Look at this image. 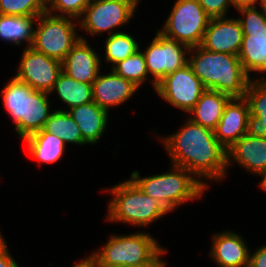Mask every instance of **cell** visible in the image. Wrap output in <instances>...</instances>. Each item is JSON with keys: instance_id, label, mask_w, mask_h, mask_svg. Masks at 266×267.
<instances>
[{"instance_id": "obj_37", "label": "cell", "mask_w": 266, "mask_h": 267, "mask_svg": "<svg viewBox=\"0 0 266 267\" xmlns=\"http://www.w3.org/2000/svg\"><path fill=\"white\" fill-rule=\"evenodd\" d=\"M166 263H143L138 265H122L118 267H165Z\"/></svg>"}, {"instance_id": "obj_26", "label": "cell", "mask_w": 266, "mask_h": 267, "mask_svg": "<svg viewBox=\"0 0 266 267\" xmlns=\"http://www.w3.org/2000/svg\"><path fill=\"white\" fill-rule=\"evenodd\" d=\"M50 93L34 90L30 95H26L25 107V138L43 129L50 114Z\"/></svg>"}, {"instance_id": "obj_22", "label": "cell", "mask_w": 266, "mask_h": 267, "mask_svg": "<svg viewBox=\"0 0 266 267\" xmlns=\"http://www.w3.org/2000/svg\"><path fill=\"white\" fill-rule=\"evenodd\" d=\"M30 156L42 163H55L64 155L66 144L62 139L41 129L24 138Z\"/></svg>"}, {"instance_id": "obj_11", "label": "cell", "mask_w": 266, "mask_h": 267, "mask_svg": "<svg viewBox=\"0 0 266 267\" xmlns=\"http://www.w3.org/2000/svg\"><path fill=\"white\" fill-rule=\"evenodd\" d=\"M189 64L166 75L156 86V93L173 107L189 112L205 91Z\"/></svg>"}, {"instance_id": "obj_30", "label": "cell", "mask_w": 266, "mask_h": 267, "mask_svg": "<svg viewBox=\"0 0 266 267\" xmlns=\"http://www.w3.org/2000/svg\"><path fill=\"white\" fill-rule=\"evenodd\" d=\"M47 11V0H0V14L37 18Z\"/></svg>"}, {"instance_id": "obj_7", "label": "cell", "mask_w": 266, "mask_h": 267, "mask_svg": "<svg viewBox=\"0 0 266 267\" xmlns=\"http://www.w3.org/2000/svg\"><path fill=\"white\" fill-rule=\"evenodd\" d=\"M72 17L55 16L50 13H43L37 17L39 24L34 29V40L32 48L44 55L63 61L78 42L76 26Z\"/></svg>"}, {"instance_id": "obj_25", "label": "cell", "mask_w": 266, "mask_h": 267, "mask_svg": "<svg viewBox=\"0 0 266 267\" xmlns=\"http://www.w3.org/2000/svg\"><path fill=\"white\" fill-rule=\"evenodd\" d=\"M35 23H37L35 17L0 14V38L19 46H21V42L28 41L26 47H31L34 40Z\"/></svg>"}, {"instance_id": "obj_5", "label": "cell", "mask_w": 266, "mask_h": 267, "mask_svg": "<svg viewBox=\"0 0 266 267\" xmlns=\"http://www.w3.org/2000/svg\"><path fill=\"white\" fill-rule=\"evenodd\" d=\"M156 241L146 232L112 235L101 250L92 254L96 257L99 267L165 263L161 256L167 251Z\"/></svg>"}, {"instance_id": "obj_36", "label": "cell", "mask_w": 266, "mask_h": 267, "mask_svg": "<svg viewBox=\"0 0 266 267\" xmlns=\"http://www.w3.org/2000/svg\"><path fill=\"white\" fill-rule=\"evenodd\" d=\"M260 0H232L233 6L237 9L240 7L257 6Z\"/></svg>"}, {"instance_id": "obj_38", "label": "cell", "mask_w": 266, "mask_h": 267, "mask_svg": "<svg viewBox=\"0 0 266 267\" xmlns=\"http://www.w3.org/2000/svg\"><path fill=\"white\" fill-rule=\"evenodd\" d=\"M262 181L260 182L261 188L266 192V169L260 174Z\"/></svg>"}, {"instance_id": "obj_21", "label": "cell", "mask_w": 266, "mask_h": 267, "mask_svg": "<svg viewBox=\"0 0 266 267\" xmlns=\"http://www.w3.org/2000/svg\"><path fill=\"white\" fill-rule=\"evenodd\" d=\"M34 89L15 76L8 81L1 91L3 104L7 113L12 117L15 129L20 139L25 138V107L26 95H30Z\"/></svg>"}, {"instance_id": "obj_15", "label": "cell", "mask_w": 266, "mask_h": 267, "mask_svg": "<svg viewBox=\"0 0 266 267\" xmlns=\"http://www.w3.org/2000/svg\"><path fill=\"white\" fill-rule=\"evenodd\" d=\"M233 161L260 175L266 169V136L252 130L242 136L227 150V167Z\"/></svg>"}, {"instance_id": "obj_9", "label": "cell", "mask_w": 266, "mask_h": 267, "mask_svg": "<svg viewBox=\"0 0 266 267\" xmlns=\"http://www.w3.org/2000/svg\"><path fill=\"white\" fill-rule=\"evenodd\" d=\"M136 8L137 5L131 0H91L78 24L93 36L105 31L112 35L119 33L113 29L126 25L134 17Z\"/></svg>"}, {"instance_id": "obj_17", "label": "cell", "mask_w": 266, "mask_h": 267, "mask_svg": "<svg viewBox=\"0 0 266 267\" xmlns=\"http://www.w3.org/2000/svg\"><path fill=\"white\" fill-rule=\"evenodd\" d=\"M210 256L220 267H248L250 251L245 240L235 232L224 231L212 238Z\"/></svg>"}, {"instance_id": "obj_13", "label": "cell", "mask_w": 266, "mask_h": 267, "mask_svg": "<svg viewBox=\"0 0 266 267\" xmlns=\"http://www.w3.org/2000/svg\"><path fill=\"white\" fill-rule=\"evenodd\" d=\"M251 131L250 107L245 97H232L224 108L214 135L228 150L237 140Z\"/></svg>"}, {"instance_id": "obj_32", "label": "cell", "mask_w": 266, "mask_h": 267, "mask_svg": "<svg viewBox=\"0 0 266 267\" xmlns=\"http://www.w3.org/2000/svg\"><path fill=\"white\" fill-rule=\"evenodd\" d=\"M198 2L210 18L227 17L229 7L233 5L232 0H198Z\"/></svg>"}, {"instance_id": "obj_29", "label": "cell", "mask_w": 266, "mask_h": 267, "mask_svg": "<svg viewBox=\"0 0 266 267\" xmlns=\"http://www.w3.org/2000/svg\"><path fill=\"white\" fill-rule=\"evenodd\" d=\"M112 70L124 79L131 81L138 88L148 79L145 57L142 50L118 62Z\"/></svg>"}, {"instance_id": "obj_16", "label": "cell", "mask_w": 266, "mask_h": 267, "mask_svg": "<svg viewBox=\"0 0 266 267\" xmlns=\"http://www.w3.org/2000/svg\"><path fill=\"white\" fill-rule=\"evenodd\" d=\"M83 36L62 61V71L76 81L92 84L100 74V57Z\"/></svg>"}, {"instance_id": "obj_18", "label": "cell", "mask_w": 266, "mask_h": 267, "mask_svg": "<svg viewBox=\"0 0 266 267\" xmlns=\"http://www.w3.org/2000/svg\"><path fill=\"white\" fill-rule=\"evenodd\" d=\"M138 89L131 81L117 75L113 70L110 73L99 74L92 83L94 102L107 111L110 106L125 103Z\"/></svg>"}, {"instance_id": "obj_1", "label": "cell", "mask_w": 266, "mask_h": 267, "mask_svg": "<svg viewBox=\"0 0 266 267\" xmlns=\"http://www.w3.org/2000/svg\"><path fill=\"white\" fill-rule=\"evenodd\" d=\"M172 164L191 172L207 188L200 177L220 181L225 178L227 150L217 141L214 131L187 119L176 133L161 138Z\"/></svg>"}, {"instance_id": "obj_20", "label": "cell", "mask_w": 266, "mask_h": 267, "mask_svg": "<svg viewBox=\"0 0 266 267\" xmlns=\"http://www.w3.org/2000/svg\"><path fill=\"white\" fill-rule=\"evenodd\" d=\"M232 97L228 94L206 89L196 105L188 112L189 119L212 131L219 123L224 108Z\"/></svg>"}, {"instance_id": "obj_33", "label": "cell", "mask_w": 266, "mask_h": 267, "mask_svg": "<svg viewBox=\"0 0 266 267\" xmlns=\"http://www.w3.org/2000/svg\"><path fill=\"white\" fill-rule=\"evenodd\" d=\"M1 233V232H0ZM3 236L0 234V267H19L14 258L10 255Z\"/></svg>"}, {"instance_id": "obj_28", "label": "cell", "mask_w": 266, "mask_h": 267, "mask_svg": "<svg viewBox=\"0 0 266 267\" xmlns=\"http://www.w3.org/2000/svg\"><path fill=\"white\" fill-rule=\"evenodd\" d=\"M105 59L112 63V67L118 62L132 56L139 50V44L135 38L128 33L120 31L108 35L105 42Z\"/></svg>"}, {"instance_id": "obj_31", "label": "cell", "mask_w": 266, "mask_h": 267, "mask_svg": "<svg viewBox=\"0 0 266 267\" xmlns=\"http://www.w3.org/2000/svg\"><path fill=\"white\" fill-rule=\"evenodd\" d=\"M90 2L91 0H47L46 12L55 16L75 18L77 19L78 23L79 18L84 12V9L89 5Z\"/></svg>"}, {"instance_id": "obj_2", "label": "cell", "mask_w": 266, "mask_h": 267, "mask_svg": "<svg viewBox=\"0 0 266 267\" xmlns=\"http://www.w3.org/2000/svg\"><path fill=\"white\" fill-rule=\"evenodd\" d=\"M188 64L201 80L205 89L214 90L231 97H245L249 77L236 55L211 52L203 47H191Z\"/></svg>"}, {"instance_id": "obj_19", "label": "cell", "mask_w": 266, "mask_h": 267, "mask_svg": "<svg viewBox=\"0 0 266 267\" xmlns=\"http://www.w3.org/2000/svg\"><path fill=\"white\" fill-rule=\"evenodd\" d=\"M62 111H67L76 122L87 144L94 145L103 136L107 127L109 112L94 101Z\"/></svg>"}, {"instance_id": "obj_10", "label": "cell", "mask_w": 266, "mask_h": 267, "mask_svg": "<svg viewBox=\"0 0 266 267\" xmlns=\"http://www.w3.org/2000/svg\"><path fill=\"white\" fill-rule=\"evenodd\" d=\"M190 47L166 38L157 32L150 45L142 53L145 57L148 73L152 78L154 90L166 76L188 64ZM188 55V57H186Z\"/></svg>"}, {"instance_id": "obj_4", "label": "cell", "mask_w": 266, "mask_h": 267, "mask_svg": "<svg viewBox=\"0 0 266 267\" xmlns=\"http://www.w3.org/2000/svg\"><path fill=\"white\" fill-rule=\"evenodd\" d=\"M106 191L113 196L107 210L108 221L148 227L169 213L162 204L140 191L131 180L116 184Z\"/></svg>"}, {"instance_id": "obj_27", "label": "cell", "mask_w": 266, "mask_h": 267, "mask_svg": "<svg viewBox=\"0 0 266 267\" xmlns=\"http://www.w3.org/2000/svg\"><path fill=\"white\" fill-rule=\"evenodd\" d=\"M43 129L57 138L62 139L65 144H87L84 141L81 130L76 122L71 118L67 111H62V109L52 111L49 119L45 122Z\"/></svg>"}, {"instance_id": "obj_3", "label": "cell", "mask_w": 266, "mask_h": 267, "mask_svg": "<svg viewBox=\"0 0 266 267\" xmlns=\"http://www.w3.org/2000/svg\"><path fill=\"white\" fill-rule=\"evenodd\" d=\"M170 170L144 178L134 171L130 179L140 191L158 201L168 212L187 201L197 200L206 191V187L187 169L172 164Z\"/></svg>"}, {"instance_id": "obj_24", "label": "cell", "mask_w": 266, "mask_h": 267, "mask_svg": "<svg viewBox=\"0 0 266 267\" xmlns=\"http://www.w3.org/2000/svg\"><path fill=\"white\" fill-rule=\"evenodd\" d=\"M245 98L250 107L251 130L266 136V78L255 81L251 77Z\"/></svg>"}, {"instance_id": "obj_14", "label": "cell", "mask_w": 266, "mask_h": 267, "mask_svg": "<svg viewBox=\"0 0 266 267\" xmlns=\"http://www.w3.org/2000/svg\"><path fill=\"white\" fill-rule=\"evenodd\" d=\"M243 36L238 18L213 17L209 20L200 46L211 52L238 56Z\"/></svg>"}, {"instance_id": "obj_8", "label": "cell", "mask_w": 266, "mask_h": 267, "mask_svg": "<svg viewBox=\"0 0 266 267\" xmlns=\"http://www.w3.org/2000/svg\"><path fill=\"white\" fill-rule=\"evenodd\" d=\"M244 17L238 18L243 31V40L238 54L245 73L266 72V16L257 6L237 8Z\"/></svg>"}, {"instance_id": "obj_39", "label": "cell", "mask_w": 266, "mask_h": 267, "mask_svg": "<svg viewBox=\"0 0 266 267\" xmlns=\"http://www.w3.org/2000/svg\"><path fill=\"white\" fill-rule=\"evenodd\" d=\"M259 3H261V8H262V12H263V14L266 16V0H260V2Z\"/></svg>"}, {"instance_id": "obj_6", "label": "cell", "mask_w": 266, "mask_h": 267, "mask_svg": "<svg viewBox=\"0 0 266 267\" xmlns=\"http://www.w3.org/2000/svg\"><path fill=\"white\" fill-rule=\"evenodd\" d=\"M209 20L198 0H177L163 28L157 31L191 48L201 44Z\"/></svg>"}, {"instance_id": "obj_35", "label": "cell", "mask_w": 266, "mask_h": 267, "mask_svg": "<svg viewBox=\"0 0 266 267\" xmlns=\"http://www.w3.org/2000/svg\"><path fill=\"white\" fill-rule=\"evenodd\" d=\"M72 267H99L96 257L92 254L86 257V259H83L81 262L76 263Z\"/></svg>"}, {"instance_id": "obj_23", "label": "cell", "mask_w": 266, "mask_h": 267, "mask_svg": "<svg viewBox=\"0 0 266 267\" xmlns=\"http://www.w3.org/2000/svg\"><path fill=\"white\" fill-rule=\"evenodd\" d=\"M54 91L68 109L94 101L92 84L76 81L63 71L59 73L50 93Z\"/></svg>"}, {"instance_id": "obj_34", "label": "cell", "mask_w": 266, "mask_h": 267, "mask_svg": "<svg viewBox=\"0 0 266 267\" xmlns=\"http://www.w3.org/2000/svg\"><path fill=\"white\" fill-rule=\"evenodd\" d=\"M248 267H266V245L259 247L250 254Z\"/></svg>"}, {"instance_id": "obj_12", "label": "cell", "mask_w": 266, "mask_h": 267, "mask_svg": "<svg viewBox=\"0 0 266 267\" xmlns=\"http://www.w3.org/2000/svg\"><path fill=\"white\" fill-rule=\"evenodd\" d=\"M61 71V61L26 47L15 77L34 90L50 93Z\"/></svg>"}, {"instance_id": "obj_40", "label": "cell", "mask_w": 266, "mask_h": 267, "mask_svg": "<svg viewBox=\"0 0 266 267\" xmlns=\"http://www.w3.org/2000/svg\"><path fill=\"white\" fill-rule=\"evenodd\" d=\"M133 1L137 6H138V3L140 2L139 0H131Z\"/></svg>"}]
</instances>
